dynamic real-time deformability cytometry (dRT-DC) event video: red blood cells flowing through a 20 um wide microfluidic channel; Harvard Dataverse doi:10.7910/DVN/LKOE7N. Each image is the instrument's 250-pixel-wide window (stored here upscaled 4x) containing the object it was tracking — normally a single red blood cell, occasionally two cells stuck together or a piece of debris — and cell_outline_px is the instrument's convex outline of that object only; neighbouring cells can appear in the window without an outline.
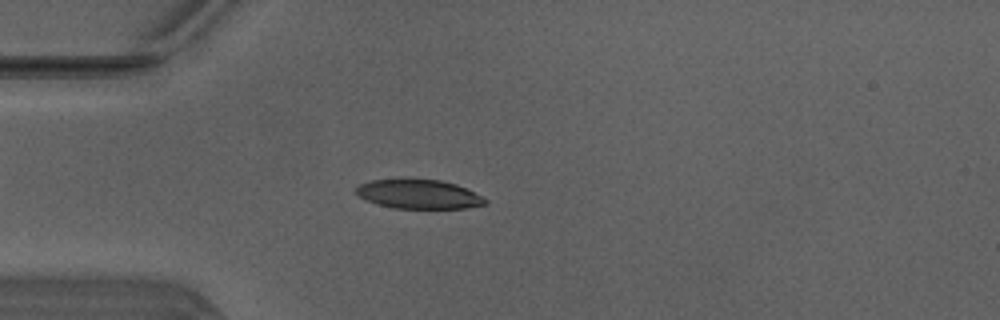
{"species": "Egyptian fruit bat (a non-hibernating species)", "species_latin": "Rousettus aegyptiacus", "temperature_condition": "warm", "stored_images_in_passage": 50, "camera_frame_rate_fps": 3000, "um_per_image_px": 0.085, "animal": {"sex": "male"}, "frame": {"image": 1, "passage_image": 13, "time_ms": 4.0, "image_size_px": [1000, 320], "cell_outline_px": [[488, 204], [464, 208], [392, 208], [376, 204], [360, 196], [356, 192], [356, 188], [360, 184], [372, 180], [408, 176], [440, 180], [456, 184], [488, 200]], "centroid_in_image_um": [35.56, 16.46], "position_along_channel_um": 49.4, "area_um2": 22.43}}
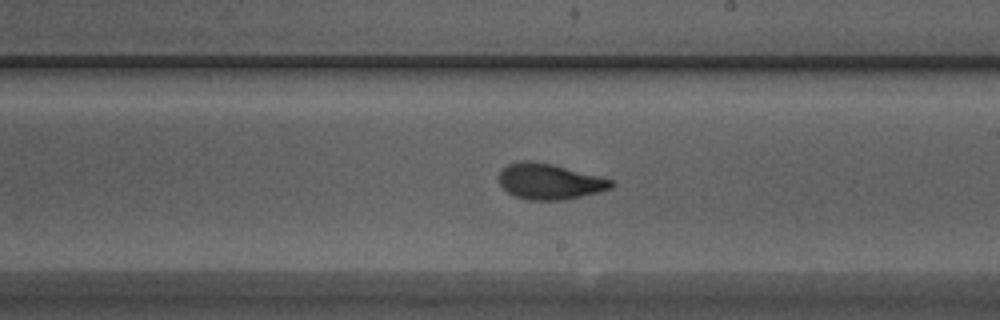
{"frame": {"image": 2, "passage_image": 28, "time_ms": 9.0, "image_size_px": [1000, 320], "cell_outline_px": [[616, 184], [612, 188], [564, 200], [524, 200], [508, 192], [500, 184], [500, 168], [508, 164], [524, 160], [552, 164], [612, 180]], "centroid_in_image_um": [46.68, 15.43], "position_along_channel_um": 242.3, "area_um2": 23.06}}
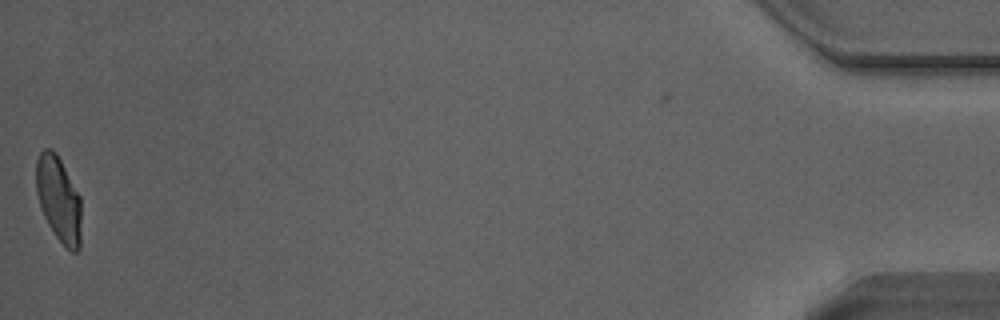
{"frame": {"image": 3, "passage_image": 49, "time_ms": 16.0, "image_size_px": [1000, 320], "cell_outline_px": [[80, 248], [76, 252], [72, 252], [64, 248], [48, 224], [40, 208], [36, 192], [36, 160], [40, 152], [44, 148], [52, 148], [56, 152], [80, 196]], "centroid_in_image_um": [4.97, 16.93], "position_along_channel_um": 430.2, "area_um2": 22.6}, "authors_computed_cell_mechanics": {"area_um2": 22.6576, "velocity_mm_per_s": 4.1181, "shape_relaxation_time_tau1_ms": 3.6816, "shape_relaxation_time_tau2_ms": 0.9553, "deformation_change_tau1": 0.1757, "deformation_change_tau2": 0.0774}}